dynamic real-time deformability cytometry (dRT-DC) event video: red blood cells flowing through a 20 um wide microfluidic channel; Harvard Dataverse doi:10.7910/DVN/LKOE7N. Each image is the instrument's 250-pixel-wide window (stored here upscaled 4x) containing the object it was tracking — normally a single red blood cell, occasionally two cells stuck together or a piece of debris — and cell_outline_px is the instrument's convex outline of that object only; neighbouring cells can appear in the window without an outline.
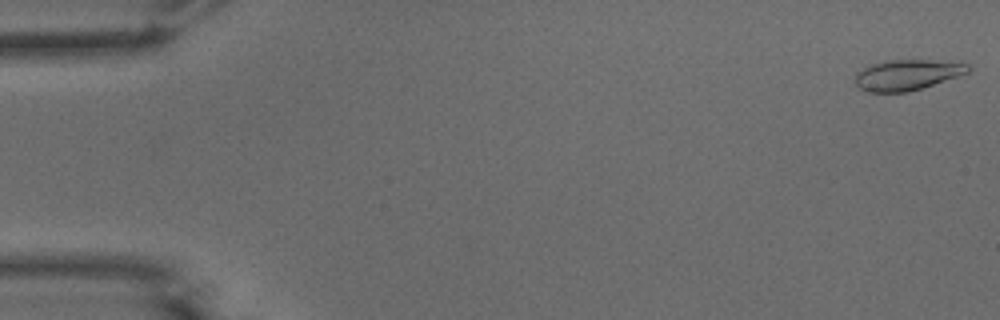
{"species": "common noctule bat (a hibernating species)", "species_latin": "Nyctalus noctula", "temperature_condition": "warm", "stored_images_in_passage": 52, "camera_frame_rate_fps": 3000, "um_per_image_px": 0.085, "animal": {"sex": "male", "body_mass_g": 15.6}, "frame": {"image": 1, "passage_image": 1, "time_ms": 0.0, "image_size_px": [1000, 320], "cell_outline_px": [[972, 68], [968, 72], [908, 92], [868, 92], [860, 88], [856, 84], [856, 72], [872, 64], [888, 60], [928, 60], [968, 64]], "centroid_in_image_um": [77.06, 6.36], "position_along_channel_um": 7.9, "area_um2": 19.65}}
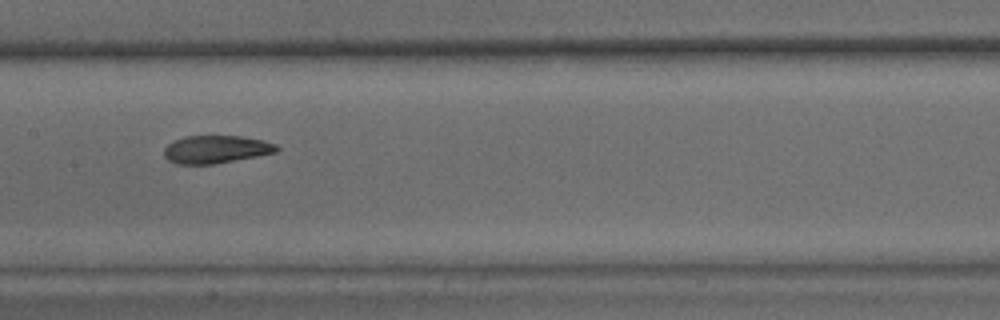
{"frame": {"image": 2, "passage_image": 26, "time_ms": 8.333, "image_size_px": [1000, 320], "cell_outline_px": [[280, 148], [276, 152], [256, 156], [212, 164], [176, 164], [168, 160], [164, 156], [164, 148], [172, 140], [184, 136], [240, 136], [264, 140], [276, 144]], "centroid_in_image_um": [18.33, 12.68], "position_along_channel_um": 189.1, "area_um2": 18.26}}
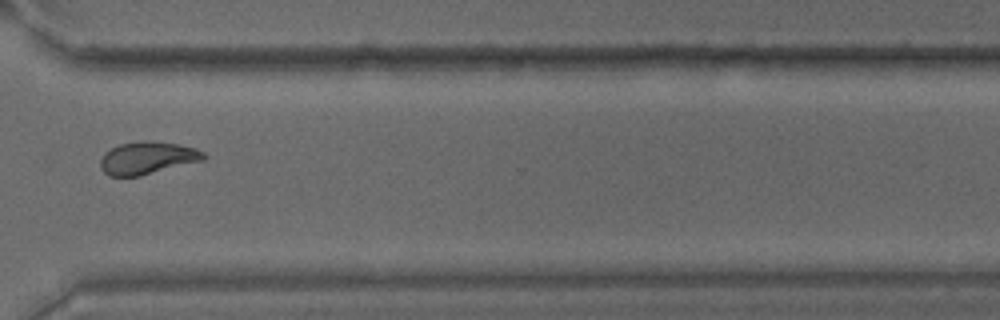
{"frame": {"image": 3, "passage_image": 39, "time_ms": 12.667, "image_size_px": [1000, 320], "cell_outline_px": [[208, 156], [204, 160], [140, 176], [108, 176], [100, 168], [100, 160], [104, 152], [120, 144], [140, 140], [152, 140], [176, 144], [196, 148], [204, 152]], "centroid_in_image_um": [12.53, 13.42], "position_along_channel_um": 358.1, "area_um2": 19.77}, "authors_computed_cell_mechanics": {"area_um2": 19.6231, "velocity_mm_per_s": 3.9079, "shape_relaxation_time_tau1_ms": 6.0322, "shape_relaxation_time_tau2_ms": 1.7007, "deformation_change_tau1": 0.1875, "deformation_change_tau2": 0.0732}}